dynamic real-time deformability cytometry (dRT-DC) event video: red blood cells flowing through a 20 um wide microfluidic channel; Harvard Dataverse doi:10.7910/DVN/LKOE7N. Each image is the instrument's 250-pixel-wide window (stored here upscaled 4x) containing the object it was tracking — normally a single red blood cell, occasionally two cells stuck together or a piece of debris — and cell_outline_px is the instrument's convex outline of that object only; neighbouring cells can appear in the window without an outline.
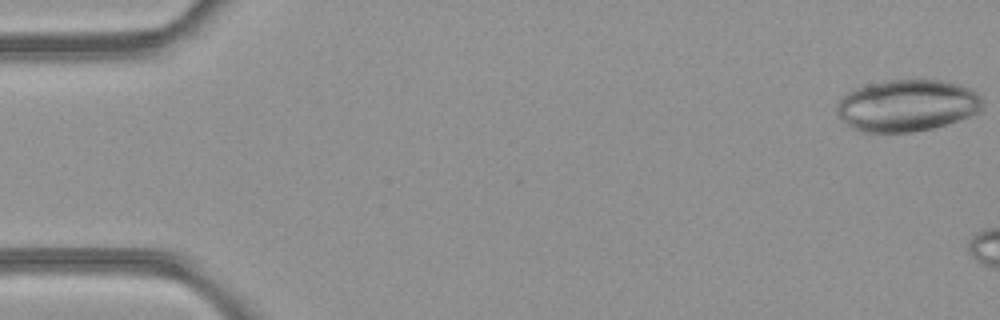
{"species": "common noctule bat (a hibernating species)", "species_latin": "Nyctalus noctula", "temperature_condition": "room temperature", "stored_images_in_passage": 6, "camera_frame_rate_fps": 3000, "um_per_image_px": 0.085, "animal": {"sex": "female", "body_mass_g": 21.9}, "frame": {"image": 1, "passage_image": 1, "time_ms": 0.0, "image_size_px": [1000, 320], "cell_outline_px": [[984, 104], [980, 112], [960, 120], [948, 124], [932, 128], [912, 132], [860, 132], [836, 116], [836, 104], [848, 92], [856, 88], [868, 84], [888, 80], [940, 80], [960, 84], [972, 88], [980, 96]], "centroid_in_image_um": [77.13, 8.97], "position_along_channel_um": 7.9, "area_um2": 44.33}}